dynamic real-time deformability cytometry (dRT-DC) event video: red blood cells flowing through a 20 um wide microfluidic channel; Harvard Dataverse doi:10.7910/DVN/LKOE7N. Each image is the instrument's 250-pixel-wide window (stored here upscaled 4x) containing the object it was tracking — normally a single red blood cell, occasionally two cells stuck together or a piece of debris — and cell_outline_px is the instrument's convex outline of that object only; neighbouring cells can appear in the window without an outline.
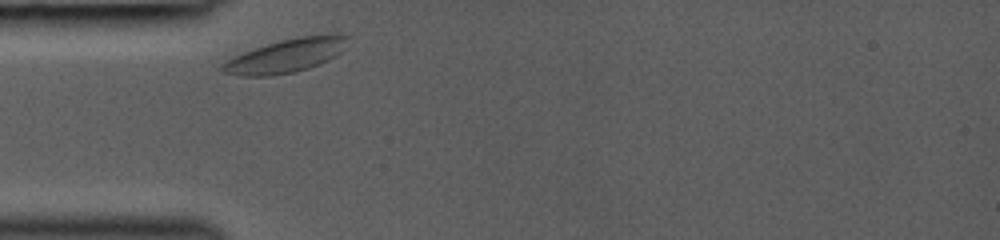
{"species": "common noctule bat (a hibernating species)", "species_latin": "Nyctalus noctula", "temperature_condition": "room temperature", "stored_images_in_passage": 48, "camera_frame_rate_fps": 3000, "um_per_image_px": 0.085, "animal": {"sex": "female", "body_mass_g": 19.0, "forearm_length_mm": 53.3}, "frame": {"image": 1, "passage_image": 1, "time_ms": 0.0, "image_size_px": [1000, 240], "cell_outline_px": [[352, 36], [340, 52], [336, 56], [328, 60], [308, 68], [296, 72], [272, 76], [240, 76], [220, 72], [216, 68], [224, 60], [244, 52], [280, 40], [296, 36]], "centroid_in_image_um": [24.19, 4.78], "position_along_channel_um": 60.8, "area_um2": 24.45}}
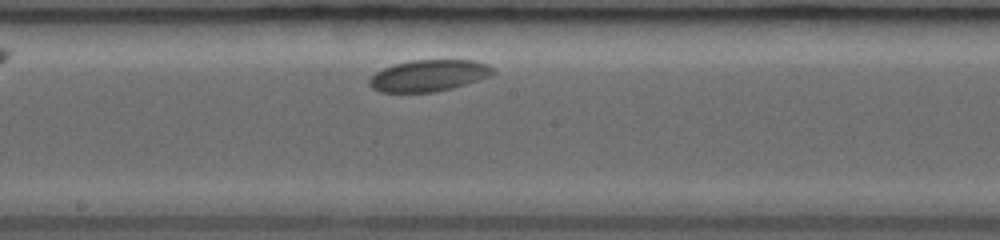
{"frame": {"image": 2, "passage_image": 21, "time_ms": 4.0, "image_size_px": [1000, 240], "cell_outline_px": [[496, 72], [488, 76], [452, 88], [436, 92], [380, 92], [372, 88], [368, 84], [368, 80], [376, 72], [384, 68], [396, 64], [412, 60], [476, 60], [488, 64]], "centroid_in_image_um": [36.42, 6.42], "position_along_channel_um": 211.8, "area_um2": 22.54}}
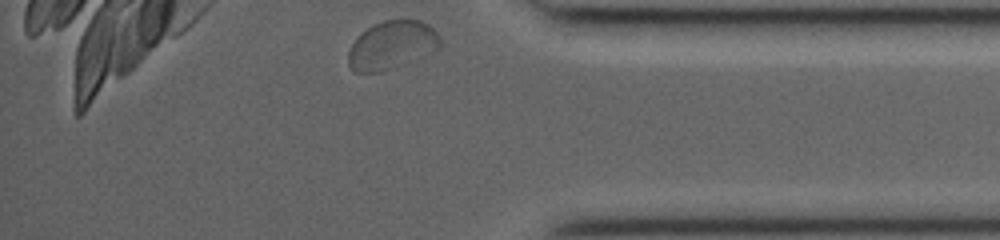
{"frame": {"image": 3, "passage_image": 47, "time_ms": 9.0, "image_size_px": [1000, 240], "cell_outline_px": [[440, 48], [436, 52], [396, 68], [380, 72], [356, 72], [348, 64], [348, 52], [356, 36], [372, 24], [384, 20], [400, 16], [404, 16], [420, 20], [428, 24], [440, 36]], "centroid_in_image_um": [33.35, 3.8], "position_along_channel_um": 401.9, "area_um2": 26.88}}